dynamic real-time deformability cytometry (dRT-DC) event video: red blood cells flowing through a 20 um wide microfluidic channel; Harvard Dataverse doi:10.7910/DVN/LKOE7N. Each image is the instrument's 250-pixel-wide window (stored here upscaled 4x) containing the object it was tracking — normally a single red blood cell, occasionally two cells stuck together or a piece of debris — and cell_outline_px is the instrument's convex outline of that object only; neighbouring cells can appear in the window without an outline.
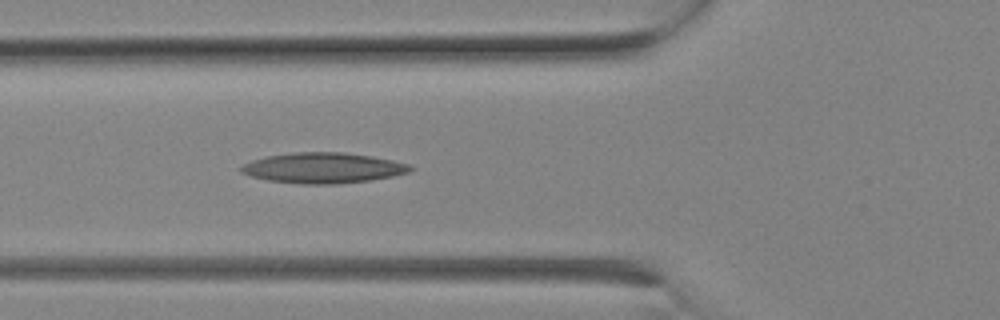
{"species": "Egyptian fruit bat (a non-hibernating species)", "species_latin": "Rousettus aegyptiacus", "temperature_condition": "room temperature", "stored_images_in_passage": 8, "camera_frame_rate_fps": 3000, "um_per_image_px": 0.085, "animal": {"sex": "female"}, "frame": {"image": 1, "passage_image": 8, "time_ms": 2.333, "image_size_px": [1000, 320], "cell_outline_px": [[416, 168], [408, 172], [392, 176], [368, 180], [336, 184], [300, 184], [268, 180], [252, 176], [240, 172], [240, 168], [244, 164], [252, 160], [264, 156], [296, 152], [344, 152], [372, 156], [392, 160], [408, 164]], "centroid_in_image_um": [27.45, 14.27], "position_along_channel_um": 98.3, "area_um2": 30.0}}